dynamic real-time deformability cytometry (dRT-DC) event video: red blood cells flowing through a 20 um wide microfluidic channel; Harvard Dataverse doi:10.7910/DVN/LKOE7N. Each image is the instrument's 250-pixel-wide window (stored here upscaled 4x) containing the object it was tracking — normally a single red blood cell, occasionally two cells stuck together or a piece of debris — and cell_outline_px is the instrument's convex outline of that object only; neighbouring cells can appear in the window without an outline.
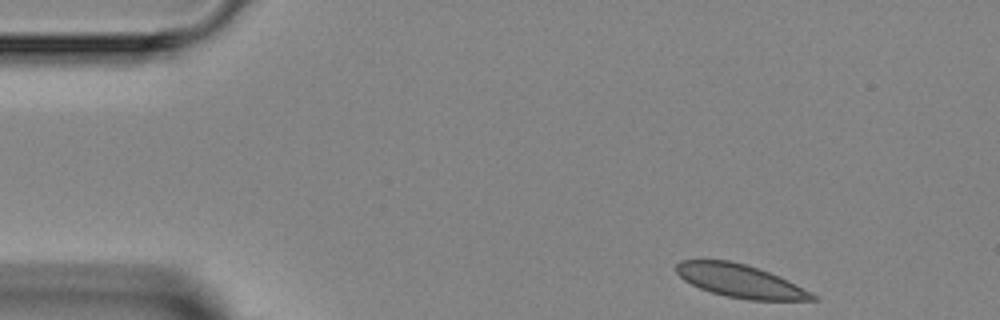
{"species": "Egyptian fruit bat (a non-hibernating species)", "species_latin": "Rousettus aegyptiacus", "temperature_condition": "room temperature", "stored_images_in_passage": 3, "camera_frame_rate_fps": 3000, "um_per_image_px": 0.085, "animal": {"sex": "female"}, "frame": {"image": 1, "passage_image": 1, "time_ms": 0.0, "image_size_px": [1000, 320], "cell_outline_px": [[820, 300], [748, 300], [724, 296], [700, 288], [684, 280], [676, 272], [676, 264], [680, 260], [728, 260], [744, 264], [780, 276], [788, 280], [816, 296]], "centroid_in_image_um": [62.89, 23.89], "position_along_channel_um": 22.1, "area_um2": 25.95}}